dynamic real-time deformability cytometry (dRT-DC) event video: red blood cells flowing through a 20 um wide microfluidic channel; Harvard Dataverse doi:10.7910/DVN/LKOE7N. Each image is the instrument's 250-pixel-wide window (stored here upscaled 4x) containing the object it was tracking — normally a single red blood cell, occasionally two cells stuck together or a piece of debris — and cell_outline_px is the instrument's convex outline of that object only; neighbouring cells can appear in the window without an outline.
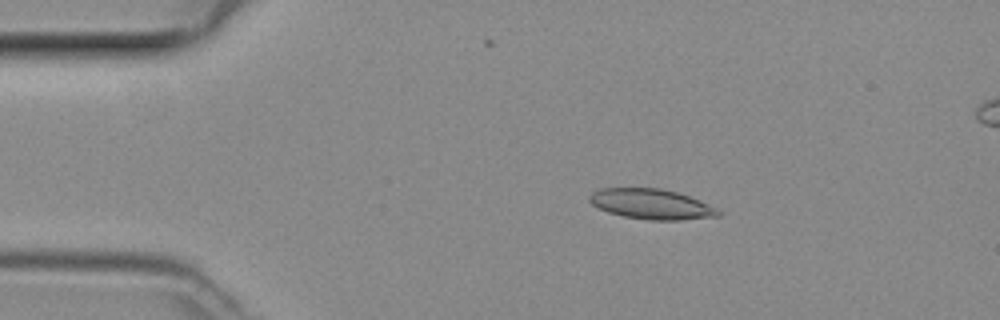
{"species": "common noctule bat (a hibernating species)", "species_latin": "Nyctalus noctula", "temperature_condition": "room temperature", "stored_images_in_passage": 49, "camera_frame_rate_fps": 3000, "um_per_image_px": 0.085, "animal": {"sex": "female", "body_mass_g": 29.2, "forearm_length_mm": 56.3}, "frame": {"image": 1, "passage_image": 9, "time_ms": 2.667, "image_size_px": [1000, 320], "cell_outline_px": [[724, 212], [720, 216], [680, 220], [652, 220], [624, 216], [608, 212], [592, 204], [588, 200], [588, 196], [592, 192], [600, 188], [660, 188], [676, 192], [700, 200]], "centroid_in_image_um": [55.38, 17.35], "position_along_channel_um": 29.6, "area_um2": 22.66}}
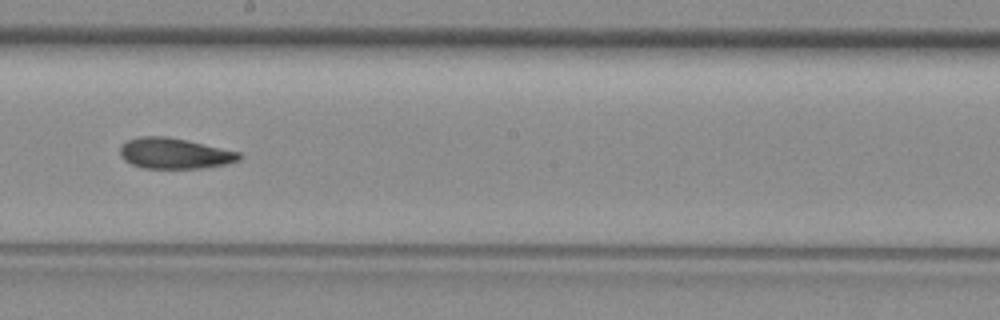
{"frame": {"image": 2, "passage_image": 27, "time_ms": 8.667, "image_size_px": [1000, 320], "cell_outline_px": [[244, 156], [240, 160], [224, 164], [200, 168], [144, 168], [132, 164], [124, 160], [120, 156], [120, 148], [128, 140], [140, 136], [164, 136], [184, 140], [240, 152]], "centroid_in_image_um": [14.83, 13.04], "position_along_channel_um": 233.4, "area_um2": 21.04}}
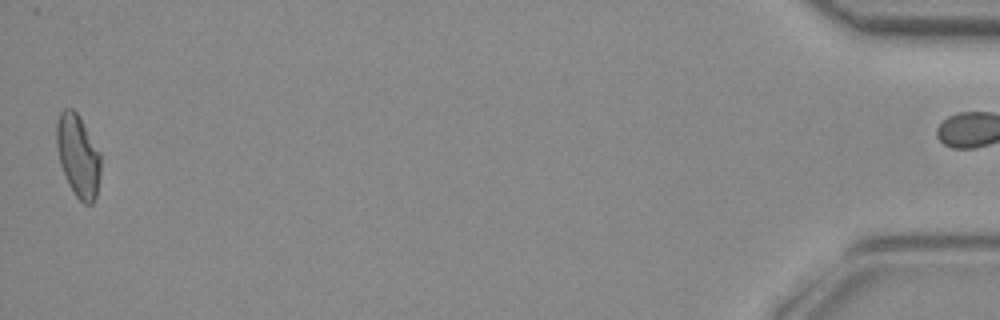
{"frame": {"image": 3, "passage_image": 48, "time_ms": 15.667, "image_size_px": [1000, 320], "cell_outline_px": [[100, 176], [96, 196], [92, 204], [84, 204], [76, 196], [68, 184], [60, 164], [56, 144], [56, 124], [60, 112], [64, 108], [72, 108], [76, 112], [100, 152]], "centroid_in_image_um": [6.62, 13.25], "position_along_channel_um": 428.6, "area_um2": 21.1}}